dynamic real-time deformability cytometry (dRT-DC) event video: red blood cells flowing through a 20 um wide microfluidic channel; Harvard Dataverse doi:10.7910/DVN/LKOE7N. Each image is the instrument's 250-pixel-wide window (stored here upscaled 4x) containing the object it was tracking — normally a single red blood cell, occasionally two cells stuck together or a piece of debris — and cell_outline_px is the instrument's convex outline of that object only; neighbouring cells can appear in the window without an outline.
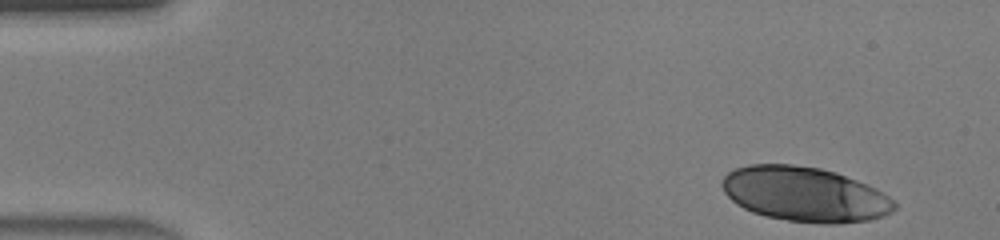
{"species": "human", "species_latin": "Homo sapiens", "temperature_condition": "warm", "stored_images_in_passage": 43, "camera_frame_rate_fps": 3000, "um_per_image_px": 0.085, "donor": {"sex": "male"}, "frame": {"image": 1, "passage_image": 1, "time_ms": 0.0, "image_size_px": [1000, 240], "cell_outline_px": [[896, 208], [892, 212], [868, 220], [840, 224], [824, 224], [788, 220], [764, 216], [752, 212], [736, 204], [724, 192], [720, 184], [724, 176], [728, 172], [736, 168], [748, 164], [792, 164], [820, 168], [836, 172], [868, 184], [876, 188], [888, 196], [896, 204]], "centroid_in_image_um": [68.39, 16.51], "position_along_channel_um": 16.6, "area_um2": 55.14}}
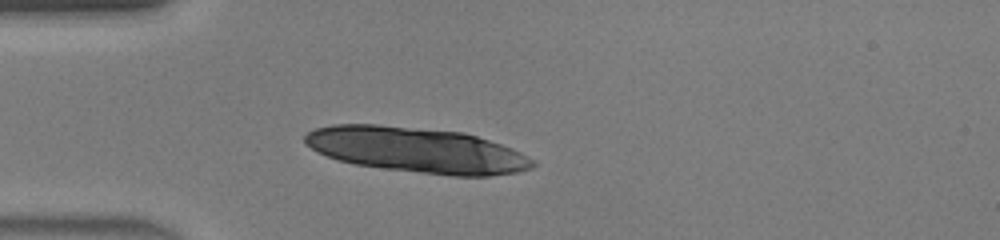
{"frame": {"image": 2, "passage_image": 10, "time_ms": 3.0, "image_size_px": [1000, 240], "cell_outline_px": [[536, 164], [532, 168], [516, 172], [488, 176], [452, 176], [384, 168], [356, 164], [340, 160], [316, 152], [304, 144], [304, 136], [308, 132], [316, 128], [332, 124], [376, 124], [464, 132], [512, 148], [520, 152], [532, 160]], "centroid_in_image_um": [35.4, 12.74], "position_along_channel_um": 49.6, "area_um2": 59.94}}
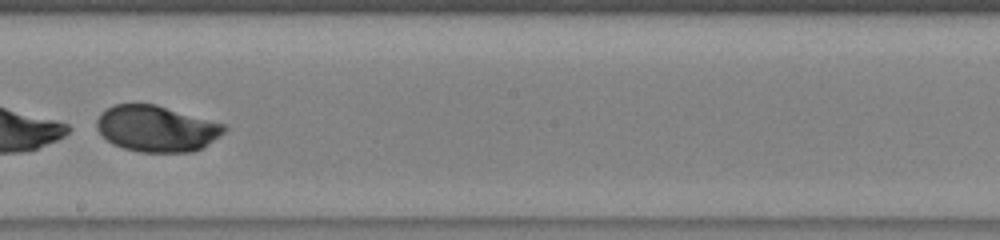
{"frame": {"image": 3, "passage_image": 24, "time_ms": 7.667, "image_size_px": [1000, 240], "cell_outline_px": [[228, 128], [220, 136], [200, 148], [192, 152], [140, 152], [124, 148], [112, 144], [96, 128], [96, 120], [100, 112], [112, 104], [156, 104], [224, 124]], "centroid_in_image_um": [13.27, 10.92], "position_along_channel_um": 234.9, "area_um2": 34.22}}